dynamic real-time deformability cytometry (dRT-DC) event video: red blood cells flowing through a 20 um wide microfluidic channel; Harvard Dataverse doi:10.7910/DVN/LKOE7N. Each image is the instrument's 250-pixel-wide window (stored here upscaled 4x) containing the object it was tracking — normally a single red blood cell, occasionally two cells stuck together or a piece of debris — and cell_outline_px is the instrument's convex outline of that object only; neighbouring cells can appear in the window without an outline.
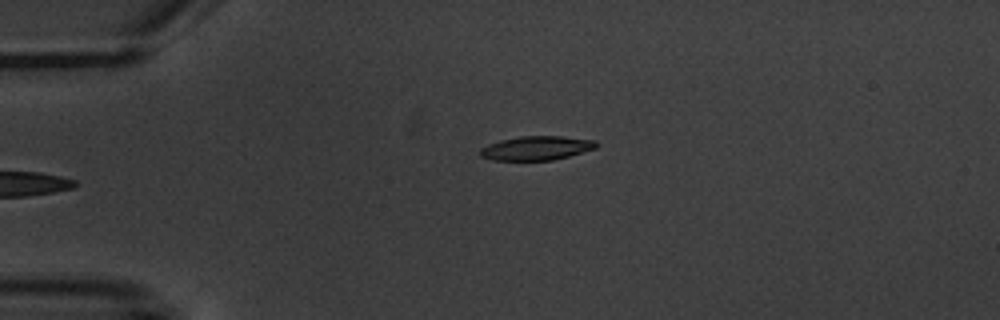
{"species": "common noctule bat (a hibernating species)", "species_latin": "Nyctalus noctula", "temperature_condition": "warm", "stored_images_in_passage": 4, "camera_frame_rate_fps": 3000, "um_per_image_px": 0.085, "animal": {"sex": "male", "body_mass_g": 20.1, "forearm_length_mm": 53.5}, "frame": {"image": 1, "passage_image": 4, "time_ms": 4.667, "image_size_px": [1000, 320], "cell_outline_px": [[600, 144], [596, 148], [568, 156], [552, 160], [492, 160], [480, 156], [480, 148], [488, 144], [500, 140], [520, 136], [560, 136], [596, 140]], "centroid_in_image_um": [45.6, 12.58], "position_along_channel_um": 39.4, "area_um2": 16.3}}